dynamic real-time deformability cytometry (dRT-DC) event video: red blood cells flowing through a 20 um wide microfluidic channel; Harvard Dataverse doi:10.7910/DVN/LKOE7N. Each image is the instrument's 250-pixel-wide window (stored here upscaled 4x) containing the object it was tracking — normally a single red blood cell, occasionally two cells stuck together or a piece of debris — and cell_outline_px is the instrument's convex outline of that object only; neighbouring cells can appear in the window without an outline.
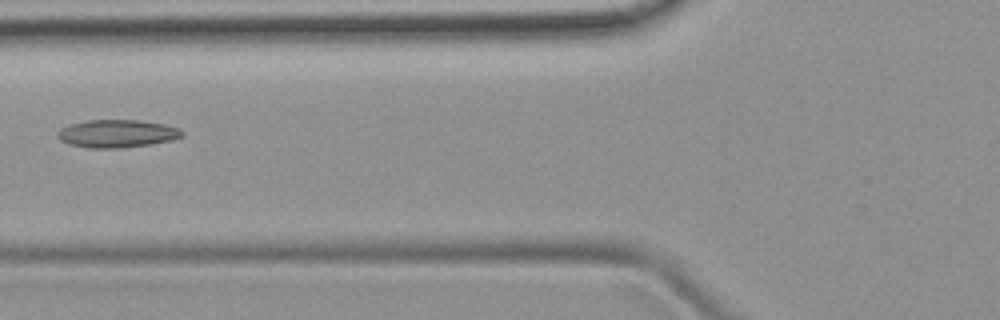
{"species": "common noctule bat (a hibernating species)", "species_latin": "Nyctalus noctula", "temperature_condition": "room temperature", "stored_images_in_passage": 7, "camera_frame_rate_fps": 3000, "um_per_image_px": 0.085, "animal": {"sex": "female", "body_mass_g": 19.9}, "frame": {"image": 1, "passage_image": 7, "time_ms": 7.0, "image_size_px": [1000, 320], "cell_outline_px": [[184, 136], [172, 140], [148, 144], [120, 148], [88, 148], [68, 144], [60, 140], [56, 136], [56, 132], [60, 128], [68, 124], [88, 120], [140, 120], [164, 124], [180, 128], [184, 132]], "centroid_in_image_um": [9.92, 11.35], "position_along_channel_um": 115.9, "area_um2": 20.4}}